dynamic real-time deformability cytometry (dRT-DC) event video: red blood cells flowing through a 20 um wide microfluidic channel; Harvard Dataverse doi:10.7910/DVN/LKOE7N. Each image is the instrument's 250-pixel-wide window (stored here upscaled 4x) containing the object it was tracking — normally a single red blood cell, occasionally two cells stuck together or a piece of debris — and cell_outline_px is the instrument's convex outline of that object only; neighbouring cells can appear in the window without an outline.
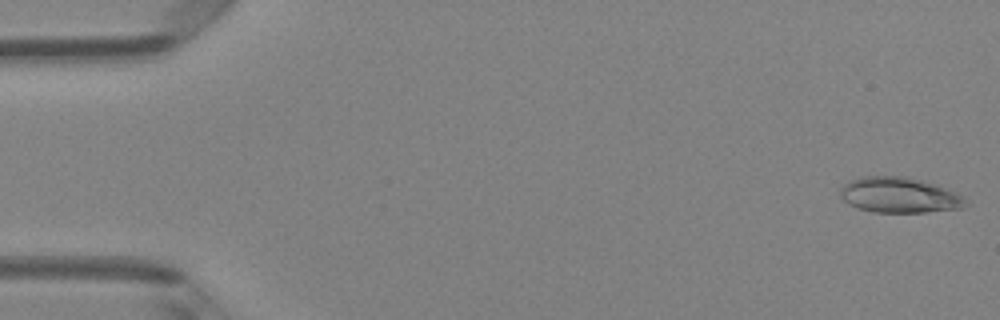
{"species": "Egyptian fruit bat (a non-hibernating species)", "species_latin": "Rousettus aegyptiacus", "temperature_condition": "room temperature", "stored_images_in_passage": 48, "camera_frame_rate_fps": 3000, "um_per_image_px": 0.085, "animal": {"sex": "female"}, "frame": {"image": 1, "passage_image": 1, "time_ms": 0.0, "image_size_px": [1000, 320], "cell_outline_px": [[968, 204], [964, 208], [928, 212], [872, 212], [848, 204], [840, 196], [840, 188], [844, 184], [860, 176], [908, 176], [924, 180], [936, 184], [956, 192], [964, 196]], "centroid_in_image_um": [76.48, 16.57], "position_along_channel_um": 8.5, "area_um2": 26.24}}
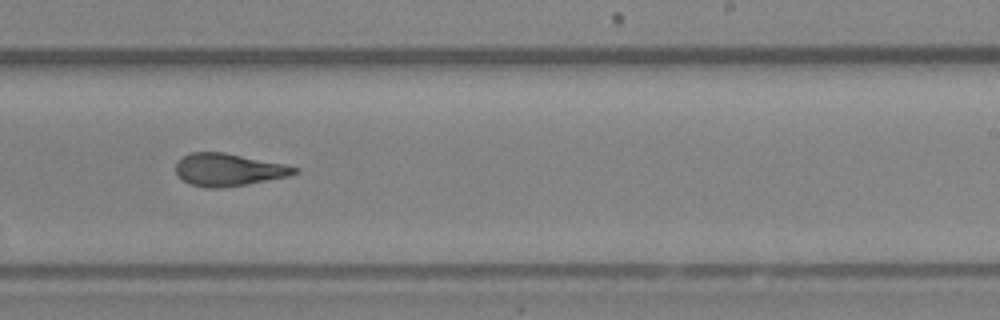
{"frame": {"image": 2, "passage_image": 30, "time_ms": 9.667, "image_size_px": [1000, 320], "cell_outline_px": [[300, 172], [288, 176], [248, 184], [220, 188], [208, 188], [192, 184], [176, 176], [176, 160], [188, 152], [224, 152], [284, 164], [300, 168]], "centroid_in_image_um": [19.4, 14.42], "position_along_channel_um": 269.6, "area_um2": 22.6}}
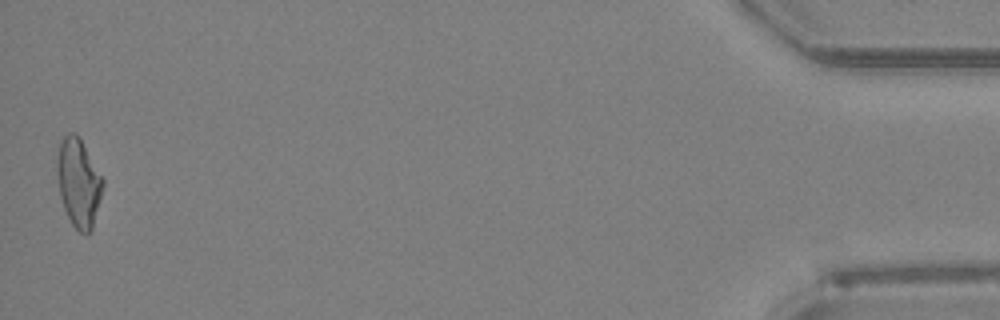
{"frame": {"image": 3, "passage_image": 48, "time_ms": 15.667, "image_size_px": [1000, 320], "cell_outline_px": [[104, 184], [92, 232], [88, 236], [84, 236], [72, 224], [64, 208], [60, 196], [56, 172], [56, 164], [60, 140], [68, 132], [76, 132], [80, 136], [104, 180]], "centroid_in_image_um": [6.68, 15.52], "position_along_channel_um": 428.5, "area_um2": 24.04}, "authors_computed_cell_mechanics": {"area_um2": 23.12, "velocity_mm_per_s": 4.1742, "shape_relaxation_time_tau1_ms": 8.9435, "shape_relaxation_time_tau2_ms": 2.364, "deformation_change_tau1": 0.2679, "deformation_change_tau2": 0.1151}}